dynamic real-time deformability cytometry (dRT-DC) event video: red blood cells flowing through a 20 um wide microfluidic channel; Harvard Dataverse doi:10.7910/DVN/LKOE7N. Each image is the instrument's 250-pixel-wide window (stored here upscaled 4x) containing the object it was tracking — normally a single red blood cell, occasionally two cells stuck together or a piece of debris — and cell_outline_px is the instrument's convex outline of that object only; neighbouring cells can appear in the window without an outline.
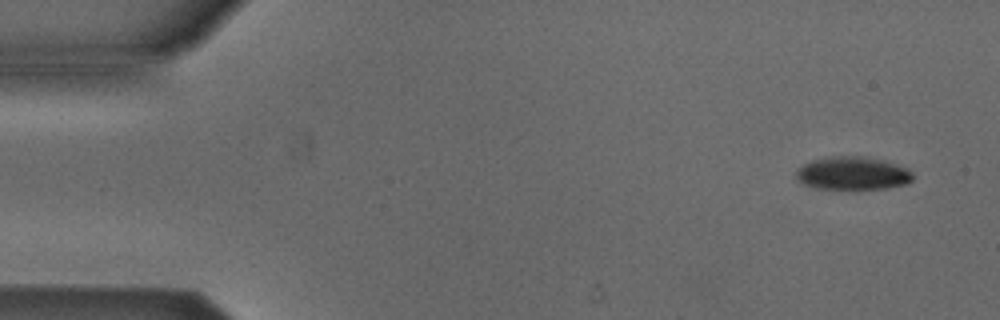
{"species": "Egyptian fruit bat (a non-hibernating species)", "species_latin": "Rousettus aegyptiacus", "temperature_condition": "cold", "stored_images_in_passage": 5, "camera_frame_rate_fps": 3000, "um_per_image_px": 0.085, "animal": {"sex": "male"}, "frame": {"image": 1, "passage_image": 1, "time_ms": 0.0, "image_size_px": [1000, 320], "cell_outline_px": [[912, 180], [908, 184], [884, 188], [856, 192], [852, 192], [816, 188], [804, 184], [796, 176], [796, 168], [812, 160], [832, 156], [864, 156], [880, 160], [908, 168], [912, 172]], "centroid_in_image_um": [72.47, 14.78], "position_along_channel_um": 12.5, "area_um2": 23.24}}
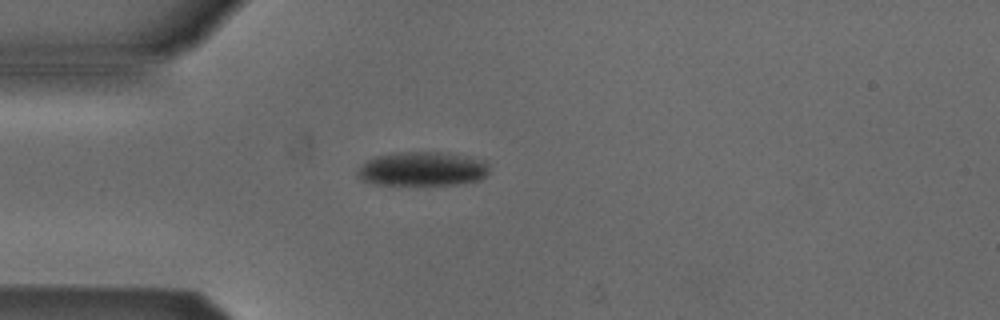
{"frame": {"image": 2, "passage_image": 4, "time_ms": 3.667, "image_size_px": [1000, 320], "cell_outline_px": [[488, 172], [480, 180], [456, 184], [372, 184], [360, 180], [356, 176], [356, 172], [368, 160], [376, 156], [408, 152], [448, 152], [472, 156], [488, 160]], "centroid_in_image_um": [35.96, 14.35], "position_along_channel_um": 49.0, "area_um2": 26.3}}